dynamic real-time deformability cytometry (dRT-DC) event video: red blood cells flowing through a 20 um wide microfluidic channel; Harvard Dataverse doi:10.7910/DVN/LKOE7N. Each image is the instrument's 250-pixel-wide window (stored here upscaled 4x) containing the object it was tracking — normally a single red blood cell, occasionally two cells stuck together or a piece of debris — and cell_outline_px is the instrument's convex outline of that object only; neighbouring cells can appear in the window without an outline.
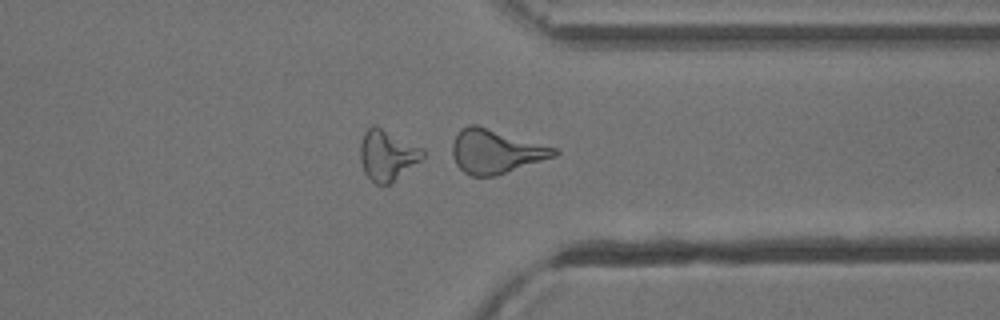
{"species": "common noctule bat (a hibernating species)", "species_latin": "Nyctalus noctula", "temperature_condition": "cold", "stored_images_in_passage": 39, "camera_frame_rate_fps": 3000, "um_per_image_px": 0.085, "animal": {"sex": "male", "body_mass_g": 13.3}, "frame": {"image": 1, "passage_image": 39, "time_ms": 12.667, "image_size_px": [1000, 320], "cell_outline_px": [[560, 152], [556, 156], [496, 176], [472, 176], [464, 172], [456, 164], [452, 156], [452, 144], [460, 128], [468, 124], [476, 124], [556, 148]], "centroid_in_image_um": [42.12, 12.87], "position_along_channel_um": 369.3, "area_um2": 26.07}, "authors_computed_cell_mechanics": {"area_um2": 16.762, "velocity_mm_per_s": 3.8935, "shape_relaxation_time_tau1_ms": 4.4839, "shape_relaxation_time_tau2_ms": 2.2355, "deformation_change_tau1": 0.1875, "deformation_change_tau2": 0.1332}}